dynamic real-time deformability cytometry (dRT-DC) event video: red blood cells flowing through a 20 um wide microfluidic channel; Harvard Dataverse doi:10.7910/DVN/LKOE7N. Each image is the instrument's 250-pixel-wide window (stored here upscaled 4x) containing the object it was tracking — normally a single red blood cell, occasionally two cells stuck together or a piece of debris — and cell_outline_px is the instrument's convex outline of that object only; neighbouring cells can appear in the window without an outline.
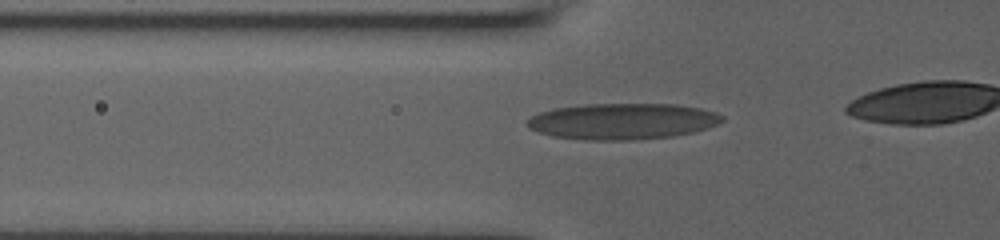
{"species": "human", "species_latin": "Homo sapiens", "temperature_condition": "room temperature", "stored_images_in_passage": 9, "camera_frame_rate_fps": 3000, "um_per_image_px": 0.085, "donor": {"sex": "male"}, "frame": {"image": 1, "passage_image": 3, "time_ms": 0.333, "image_size_px": [1000, 240], "cell_outline_px": [[724, 120], [708, 128], [692, 132], [672, 136], [628, 140], [584, 140], [552, 136], [528, 128], [524, 124], [532, 116], [540, 112], [552, 108], [584, 104], [676, 104], [700, 108], [716, 112], [724, 116]], "centroid_in_image_um": [52.89, 10.3], "position_along_channel_um": 72.9, "area_um2": 41.15}}